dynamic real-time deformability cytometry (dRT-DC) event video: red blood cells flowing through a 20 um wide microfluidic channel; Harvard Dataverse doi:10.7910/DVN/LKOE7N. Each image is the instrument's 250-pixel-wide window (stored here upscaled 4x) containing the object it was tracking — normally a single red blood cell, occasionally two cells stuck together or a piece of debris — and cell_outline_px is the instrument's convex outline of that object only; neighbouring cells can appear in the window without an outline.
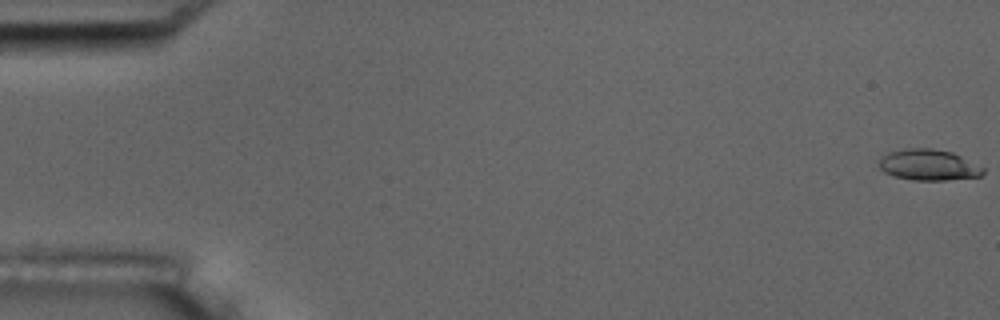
{"species": "common noctule bat (a hibernating species)", "species_latin": "Nyctalus noctula", "temperature_condition": "room temperature", "stored_images_in_passage": 55, "camera_frame_rate_fps": 3000, "um_per_image_px": 0.085, "animal": {"sex": "male", "body_mass_g": 17.5, "forearm_length_mm": 52.3}, "frame": {"image": 1, "passage_image": 1, "time_ms": 0.0, "image_size_px": [1000, 320], "cell_outline_px": [[984, 172], [980, 176], [944, 180], [912, 180], [892, 176], [884, 172], [880, 168], [880, 156], [888, 152], [908, 148], [932, 148], [952, 152], [984, 168]], "centroid_in_image_um": [78.88, 14.01], "position_along_channel_um": 6.1, "area_um2": 18.73}}
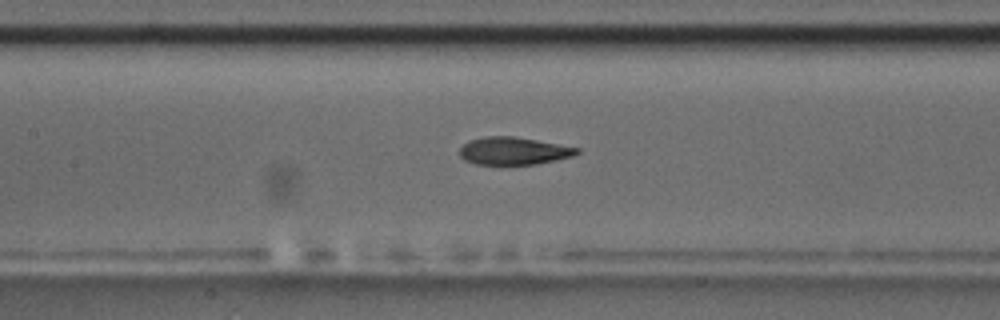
{"frame": {"image": 2, "passage_image": 26, "time_ms": 8.333, "image_size_px": [1000, 320], "cell_outline_px": [[580, 152], [572, 156], [556, 160], [536, 164], [476, 164], [464, 160], [460, 156], [460, 148], [468, 140], [484, 136], [516, 136], [580, 148]], "centroid_in_image_um": [43.65, 12.82], "position_along_channel_um": 163.8, "area_um2": 18.9}}
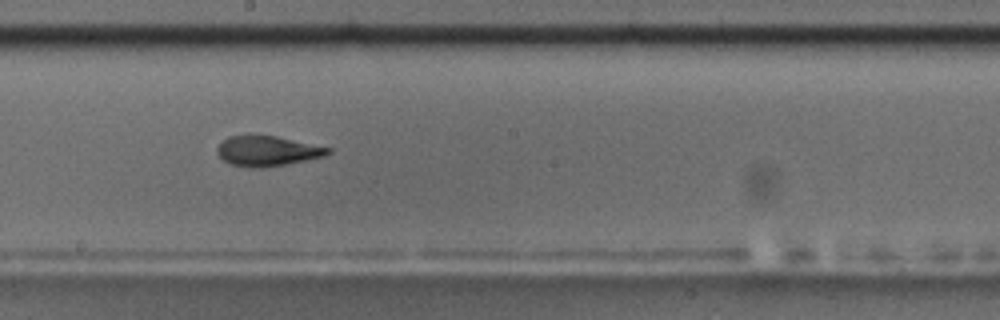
{"frame": {"image": 3, "passage_image": 31, "time_ms": 10.0, "image_size_px": [1000, 320], "cell_outline_px": [[332, 152], [324, 156], [284, 164], [260, 168], [248, 168], [232, 164], [224, 160], [216, 152], [216, 148], [228, 136], [276, 136], [332, 148]], "centroid_in_image_um": [22.73, 12.84], "position_along_channel_um": 225.5, "area_um2": 19.13}, "authors_computed_cell_mechanics": {"area_um2": 19.4208, "velocity_mm_per_s": 3.7282, "shape_relaxation_time_tau1_ms": 7.5621, "shape_relaxation_time_tau2_ms": 2.3027, "deformation_change_tau1": 0.2276, "deformation_change_tau2": 0.1062}}